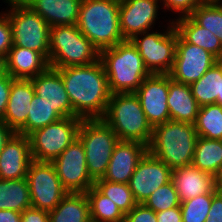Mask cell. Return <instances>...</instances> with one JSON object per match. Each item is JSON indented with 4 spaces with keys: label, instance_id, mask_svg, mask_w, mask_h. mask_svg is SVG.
Instances as JSON below:
<instances>
[{
    "label": "cell",
    "instance_id": "6",
    "mask_svg": "<svg viewBox=\"0 0 222 222\" xmlns=\"http://www.w3.org/2000/svg\"><path fill=\"white\" fill-rule=\"evenodd\" d=\"M100 51L77 25L54 26L49 30V67L63 68L95 63Z\"/></svg>",
    "mask_w": 222,
    "mask_h": 222
},
{
    "label": "cell",
    "instance_id": "43",
    "mask_svg": "<svg viewBox=\"0 0 222 222\" xmlns=\"http://www.w3.org/2000/svg\"><path fill=\"white\" fill-rule=\"evenodd\" d=\"M157 222H182L180 206L156 212Z\"/></svg>",
    "mask_w": 222,
    "mask_h": 222
},
{
    "label": "cell",
    "instance_id": "48",
    "mask_svg": "<svg viewBox=\"0 0 222 222\" xmlns=\"http://www.w3.org/2000/svg\"><path fill=\"white\" fill-rule=\"evenodd\" d=\"M219 0H201L202 3H217Z\"/></svg>",
    "mask_w": 222,
    "mask_h": 222
},
{
    "label": "cell",
    "instance_id": "4",
    "mask_svg": "<svg viewBox=\"0 0 222 222\" xmlns=\"http://www.w3.org/2000/svg\"><path fill=\"white\" fill-rule=\"evenodd\" d=\"M119 6L120 0H81L77 27L99 51L124 41Z\"/></svg>",
    "mask_w": 222,
    "mask_h": 222
},
{
    "label": "cell",
    "instance_id": "36",
    "mask_svg": "<svg viewBox=\"0 0 222 222\" xmlns=\"http://www.w3.org/2000/svg\"><path fill=\"white\" fill-rule=\"evenodd\" d=\"M154 212L168 210L181 205L172 181L156 189L143 203Z\"/></svg>",
    "mask_w": 222,
    "mask_h": 222
},
{
    "label": "cell",
    "instance_id": "13",
    "mask_svg": "<svg viewBox=\"0 0 222 222\" xmlns=\"http://www.w3.org/2000/svg\"><path fill=\"white\" fill-rule=\"evenodd\" d=\"M218 61L205 49L185 42L177 32L176 54L169 75L175 82L190 85Z\"/></svg>",
    "mask_w": 222,
    "mask_h": 222
},
{
    "label": "cell",
    "instance_id": "7",
    "mask_svg": "<svg viewBox=\"0 0 222 222\" xmlns=\"http://www.w3.org/2000/svg\"><path fill=\"white\" fill-rule=\"evenodd\" d=\"M78 138L83 143L91 179H102L108 169L118 136L102 119H82Z\"/></svg>",
    "mask_w": 222,
    "mask_h": 222
},
{
    "label": "cell",
    "instance_id": "2",
    "mask_svg": "<svg viewBox=\"0 0 222 222\" xmlns=\"http://www.w3.org/2000/svg\"><path fill=\"white\" fill-rule=\"evenodd\" d=\"M112 94L135 93L145 78L151 73L130 40H124L115 46L100 51Z\"/></svg>",
    "mask_w": 222,
    "mask_h": 222
},
{
    "label": "cell",
    "instance_id": "33",
    "mask_svg": "<svg viewBox=\"0 0 222 222\" xmlns=\"http://www.w3.org/2000/svg\"><path fill=\"white\" fill-rule=\"evenodd\" d=\"M94 186L111 199L124 214L130 212L138 203L135 201L129 184L113 183L102 179L96 180Z\"/></svg>",
    "mask_w": 222,
    "mask_h": 222
},
{
    "label": "cell",
    "instance_id": "16",
    "mask_svg": "<svg viewBox=\"0 0 222 222\" xmlns=\"http://www.w3.org/2000/svg\"><path fill=\"white\" fill-rule=\"evenodd\" d=\"M159 3V0H120L119 22L124 40L152 29L159 15Z\"/></svg>",
    "mask_w": 222,
    "mask_h": 222
},
{
    "label": "cell",
    "instance_id": "15",
    "mask_svg": "<svg viewBox=\"0 0 222 222\" xmlns=\"http://www.w3.org/2000/svg\"><path fill=\"white\" fill-rule=\"evenodd\" d=\"M172 170L149 153L141 158L129 181V187L137 203L144 201L159 187L171 181Z\"/></svg>",
    "mask_w": 222,
    "mask_h": 222
},
{
    "label": "cell",
    "instance_id": "19",
    "mask_svg": "<svg viewBox=\"0 0 222 222\" xmlns=\"http://www.w3.org/2000/svg\"><path fill=\"white\" fill-rule=\"evenodd\" d=\"M148 151L147 145L137 141H119L114 147L104 180L128 184L137 164Z\"/></svg>",
    "mask_w": 222,
    "mask_h": 222
},
{
    "label": "cell",
    "instance_id": "39",
    "mask_svg": "<svg viewBox=\"0 0 222 222\" xmlns=\"http://www.w3.org/2000/svg\"><path fill=\"white\" fill-rule=\"evenodd\" d=\"M124 222H157L156 212L138 203L130 212L125 214Z\"/></svg>",
    "mask_w": 222,
    "mask_h": 222
},
{
    "label": "cell",
    "instance_id": "34",
    "mask_svg": "<svg viewBox=\"0 0 222 222\" xmlns=\"http://www.w3.org/2000/svg\"><path fill=\"white\" fill-rule=\"evenodd\" d=\"M190 17L201 27L208 29L222 43V5L202 3L195 8Z\"/></svg>",
    "mask_w": 222,
    "mask_h": 222
},
{
    "label": "cell",
    "instance_id": "24",
    "mask_svg": "<svg viewBox=\"0 0 222 222\" xmlns=\"http://www.w3.org/2000/svg\"><path fill=\"white\" fill-rule=\"evenodd\" d=\"M167 105L170 120L195 124L200 106L190 86L173 81L170 75Z\"/></svg>",
    "mask_w": 222,
    "mask_h": 222
},
{
    "label": "cell",
    "instance_id": "47",
    "mask_svg": "<svg viewBox=\"0 0 222 222\" xmlns=\"http://www.w3.org/2000/svg\"><path fill=\"white\" fill-rule=\"evenodd\" d=\"M216 188L219 192L222 193V170L219 175L216 177Z\"/></svg>",
    "mask_w": 222,
    "mask_h": 222
},
{
    "label": "cell",
    "instance_id": "44",
    "mask_svg": "<svg viewBox=\"0 0 222 222\" xmlns=\"http://www.w3.org/2000/svg\"><path fill=\"white\" fill-rule=\"evenodd\" d=\"M21 218L20 212L10 209L0 210V222H21Z\"/></svg>",
    "mask_w": 222,
    "mask_h": 222
},
{
    "label": "cell",
    "instance_id": "30",
    "mask_svg": "<svg viewBox=\"0 0 222 222\" xmlns=\"http://www.w3.org/2000/svg\"><path fill=\"white\" fill-rule=\"evenodd\" d=\"M86 196L89 200L91 219L96 222H124L125 214L122 210L94 185L86 192Z\"/></svg>",
    "mask_w": 222,
    "mask_h": 222
},
{
    "label": "cell",
    "instance_id": "26",
    "mask_svg": "<svg viewBox=\"0 0 222 222\" xmlns=\"http://www.w3.org/2000/svg\"><path fill=\"white\" fill-rule=\"evenodd\" d=\"M49 213V222H86L91 219L86 193H67Z\"/></svg>",
    "mask_w": 222,
    "mask_h": 222
},
{
    "label": "cell",
    "instance_id": "32",
    "mask_svg": "<svg viewBox=\"0 0 222 222\" xmlns=\"http://www.w3.org/2000/svg\"><path fill=\"white\" fill-rule=\"evenodd\" d=\"M30 104L31 108L26 121V136L63 118L42 97L36 94Z\"/></svg>",
    "mask_w": 222,
    "mask_h": 222
},
{
    "label": "cell",
    "instance_id": "10",
    "mask_svg": "<svg viewBox=\"0 0 222 222\" xmlns=\"http://www.w3.org/2000/svg\"><path fill=\"white\" fill-rule=\"evenodd\" d=\"M169 22L170 25L165 32L164 30L162 33L146 31L130 40L139 51L145 67L151 74H169L173 68L177 30L173 21L170 20Z\"/></svg>",
    "mask_w": 222,
    "mask_h": 222
},
{
    "label": "cell",
    "instance_id": "35",
    "mask_svg": "<svg viewBox=\"0 0 222 222\" xmlns=\"http://www.w3.org/2000/svg\"><path fill=\"white\" fill-rule=\"evenodd\" d=\"M213 192L181 202L182 222H205L212 204Z\"/></svg>",
    "mask_w": 222,
    "mask_h": 222
},
{
    "label": "cell",
    "instance_id": "38",
    "mask_svg": "<svg viewBox=\"0 0 222 222\" xmlns=\"http://www.w3.org/2000/svg\"><path fill=\"white\" fill-rule=\"evenodd\" d=\"M12 47L13 42L10 20L4 12H0V55L7 57Z\"/></svg>",
    "mask_w": 222,
    "mask_h": 222
},
{
    "label": "cell",
    "instance_id": "18",
    "mask_svg": "<svg viewBox=\"0 0 222 222\" xmlns=\"http://www.w3.org/2000/svg\"><path fill=\"white\" fill-rule=\"evenodd\" d=\"M35 95L31 79L14 78L2 121L14 132L26 136V121Z\"/></svg>",
    "mask_w": 222,
    "mask_h": 222
},
{
    "label": "cell",
    "instance_id": "45",
    "mask_svg": "<svg viewBox=\"0 0 222 222\" xmlns=\"http://www.w3.org/2000/svg\"><path fill=\"white\" fill-rule=\"evenodd\" d=\"M14 132L0 120V153L2 152L5 143L10 139Z\"/></svg>",
    "mask_w": 222,
    "mask_h": 222
},
{
    "label": "cell",
    "instance_id": "52",
    "mask_svg": "<svg viewBox=\"0 0 222 222\" xmlns=\"http://www.w3.org/2000/svg\"><path fill=\"white\" fill-rule=\"evenodd\" d=\"M6 2H10V1H17V0H5Z\"/></svg>",
    "mask_w": 222,
    "mask_h": 222
},
{
    "label": "cell",
    "instance_id": "9",
    "mask_svg": "<svg viewBox=\"0 0 222 222\" xmlns=\"http://www.w3.org/2000/svg\"><path fill=\"white\" fill-rule=\"evenodd\" d=\"M80 117H67L31 133L29 137L34 161L52 162L78 138Z\"/></svg>",
    "mask_w": 222,
    "mask_h": 222
},
{
    "label": "cell",
    "instance_id": "31",
    "mask_svg": "<svg viewBox=\"0 0 222 222\" xmlns=\"http://www.w3.org/2000/svg\"><path fill=\"white\" fill-rule=\"evenodd\" d=\"M195 129L198 136L222 140V106L216 103L200 106Z\"/></svg>",
    "mask_w": 222,
    "mask_h": 222
},
{
    "label": "cell",
    "instance_id": "5",
    "mask_svg": "<svg viewBox=\"0 0 222 222\" xmlns=\"http://www.w3.org/2000/svg\"><path fill=\"white\" fill-rule=\"evenodd\" d=\"M101 119L112 128L119 141H137L149 145L153 128L135 93L112 94Z\"/></svg>",
    "mask_w": 222,
    "mask_h": 222
},
{
    "label": "cell",
    "instance_id": "20",
    "mask_svg": "<svg viewBox=\"0 0 222 222\" xmlns=\"http://www.w3.org/2000/svg\"><path fill=\"white\" fill-rule=\"evenodd\" d=\"M35 94L42 97L63 118L73 116V108L65 89L60 72L48 67L44 72L31 78Z\"/></svg>",
    "mask_w": 222,
    "mask_h": 222
},
{
    "label": "cell",
    "instance_id": "29",
    "mask_svg": "<svg viewBox=\"0 0 222 222\" xmlns=\"http://www.w3.org/2000/svg\"><path fill=\"white\" fill-rule=\"evenodd\" d=\"M32 207L26 178L15 180L0 179V210H14L22 213Z\"/></svg>",
    "mask_w": 222,
    "mask_h": 222
},
{
    "label": "cell",
    "instance_id": "50",
    "mask_svg": "<svg viewBox=\"0 0 222 222\" xmlns=\"http://www.w3.org/2000/svg\"><path fill=\"white\" fill-rule=\"evenodd\" d=\"M86 222H96L95 220H93V219H89L88 221H86Z\"/></svg>",
    "mask_w": 222,
    "mask_h": 222
},
{
    "label": "cell",
    "instance_id": "25",
    "mask_svg": "<svg viewBox=\"0 0 222 222\" xmlns=\"http://www.w3.org/2000/svg\"><path fill=\"white\" fill-rule=\"evenodd\" d=\"M173 25L178 35L187 43L199 46L222 60V43L208 29L198 25L190 16L177 18Z\"/></svg>",
    "mask_w": 222,
    "mask_h": 222
},
{
    "label": "cell",
    "instance_id": "51",
    "mask_svg": "<svg viewBox=\"0 0 222 222\" xmlns=\"http://www.w3.org/2000/svg\"><path fill=\"white\" fill-rule=\"evenodd\" d=\"M217 4H221V5H222V0H219V1L217 2Z\"/></svg>",
    "mask_w": 222,
    "mask_h": 222
},
{
    "label": "cell",
    "instance_id": "21",
    "mask_svg": "<svg viewBox=\"0 0 222 222\" xmlns=\"http://www.w3.org/2000/svg\"><path fill=\"white\" fill-rule=\"evenodd\" d=\"M171 181L177 190L180 202L214 192L217 189L216 178L192 164L173 169Z\"/></svg>",
    "mask_w": 222,
    "mask_h": 222
},
{
    "label": "cell",
    "instance_id": "27",
    "mask_svg": "<svg viewBox=\"0 0 222 222\" xmlns=\"http://www.w3.org/2000/svg\"><path fill=\"white\" fill-rule=\"evenodd\" d=\"M189 86L199 106L215 104L217 97H221L222 60L216 62L198 81Z\"/></svg>",
    "mask_w": 222,
    "mask_h": 222
},
{
    "label": "cell",
    "instance_id": "11",
    "mask_svg": "<svg viewBox=\"0 0 222 222\" xmlns=\"http://www.w3.org/2000/svg\"><path fill=\"white\" fill-rule=\"evenodd\" d=\"M33 208L52 211L68 193L51 162L32 161L26 175Z\"/></svg>",
    "mask_w": 222,
    "mask_h": 222
},
{
    "label": "cell",
    "instance_id": "8",
    "mask_svg": "<svg viewBox=\"0 0 222 222\" xmlns=\"http://www.w3.org/2000/svg\"><path fill=\"white\" fill-rule=\"evenodd\" d=\"M13 46L40 52L49 60V24L22 0L6 2Z\"/></svg>",
    "mask_w": 222,
    "mask_h": 222
},
{
    "label": "cell",
    "instance_id": "40",
    "mask_svg": "<svg viewBox=\"0 0 222 222\" xmlns=\"http://www.w3.org/2000/svg\"><path fill=\"white\" fill-rule=\"evenodd\" d=\"M13 79L8 73L0 76V120L4 118L7 109Z\"/></svg>",
    "mask_w": 222,
    "mask_h": 222
},
{
    "label": "cell",
    "instance_id": "23",
    "mask_svg": "<svg viewBox=\"0 0 222 222\" xmlns=\"http://www.w3.org/2000/svg\"><path fill=\"white\" fill-rule=\"evenodd\" d=\"M7 73L12 78L31 79L49 67L48 60L37 51L13 46L7 57Z\"/></svg>",
    "mask_w": 222,
    "mask_h": 222
},
{
    "label": "cell",
    "instance_id": "1",
    "mask_svg": "<svg viewBox=\"0 0 222 222\" xmlns=\"http://www.w3.org/2000/svg\"><path fill=\"white\" fill-rule=\"evenodd\" d=\"M56 69L60 72L65 85L73 108V117L101 119L112 93L100 59L89 65Z\"/></svg>",
    "mask_w": 222,
    "mask_h": 222
},
{
    "label": "cell",
    "instance_id": "41",
    "mask_svg": "<svg viewBox=\"0 0 222 222\" xmlns=\"http://www.w3.org/2000/svg\"><path fill=\"white\" fill-rule=\"evenodd\" d=\"M205 222H222V193L217 189L213 192L212 204Z\"/></svg>",
    "mask_w": 222,
    "mask_h": 222
},
{
    "label": "cell",
    "instance_id": "46",
    "mask_svg": "<svg viewBox=\"0 0 222 222\" xmlns=\"http://www.w3.org/2000/svg\"><path fill=\"white\" fill-rule=\"evenodd\" d=\"M7 74L6 56L0 55V76Z\"/></svg>",
    "mask_w": 222,
    "mask_h": 222
},
{
    "label": "cell",
    "instance_id": "49",
    "mask_svg": "<svg viewBox=\"0 0 222 222\" xmlns=\"http://www.w3.org/2000/svg\"><path fill=\"white\" fill-rule=\"evenodd\" d=\"M216 104L222 106V89H221V97H217V102H216Z\"/></svg>",
    "mask_w": 222,
    "mask_h": 222
},
{
    "label": "cell",
    "instance_id": "22",
    "mask_svg": "<svg viewBox=\"0 0 222 222\" xmlns=\"http://www.w3.org/2000/svg\"><path fill=\"white\" fill-rule=\"evenodd\" d=\"M51 27L77 25L81 0H22Z\"/></svg>",
    "mask_w": 222,
    "mask_h": 222
},
{
    "label": "cell",
    "instance_id": "17",
    "mask_svg": "<svg viewBox=\"0 0 222 222\" xmlns=\"http://www.w3.org/2000/svg\"><path fill=\"white\" fill-rule=\"evenodd\" d=\"M32 161L29 137L14 133L0 153V179L26 178Z\"/></svg>",
    "mask_w": 222,
    "mask_h": 222
},
{
    "label": "cell",
    "instance_id": "12",
    "mask_svg": "<svg viewBox=\"0 0 222 222\" xmlns=\"http://www.w3.org/2000/svg\"><path fill=\"white\" fill-rule=\"evenodd\" d=\"M68 193H86L93 185L88 169L83 143L74 140L57 158L51 162Z\"/></svg>",
    "mask_w": 222,
    "mask_h": 222
},
{
    "label": "cell",
    "instance_id": "42",
    "mask_svg": "<svg viewBox=\"0 0 222 222\" xmlns=\"http://www.w3.org/2000/svg\"><path fill=\"white\" fill-rule=\"evenodd\" d=\"M21 215V222H49V213L45 210L30 207L25 209Z\"/></svg>",
    "mask_w": 222,
    "mask_h": 222
},
{
    "label": "cell",
    "instance_id": "3",
    "mask_svg": "<svg viewBox=\"0 0 222 222\" xmlns=\"http://www.w3.org/2000/svg\"><path fill=\"white\" fill-rule=\"evenodd\" d=\"M195 124L166 121L153 128L148 152L171 170L192 164L198 139Z\"/></svg>",
    "mask_w": 222,
    "mask_h": 222
},
{
    "label": "cell",
    "instance_id": "37",
    "mask_svg": "<svg viewBox=\"0 0 222 222\" xmlns=\"http://www.w3.org/2000/svg\"><path fill=\"white\" fill-rule=\"evenodd\" d=\"M165 9L181 13L178 18L190 16L197 6L202 4L201 0H160Z\"/></svg>",
    "mask_w": 222,
    "mask_h": 222
},
{
    "label": "cell",
    "instance_id": "14",
    "mask_svg": "<svg viewBox=\"0 0 222 222\" xmlns=\"http://www.w3.org/2000/svg\"><path fill=\"white\" fill-rule=\"evenodd\" d=\"M168 92L169 74L149 75L135 92L152 128L170 120Z\"/></svg>",
    "mask_w": 222,
    "mask_h": 222
},
{
    "label": "cell",
    "instance_id": "28",
    "mask_svg": "<svg viewBox=\"0 0 222 222\" xmlns=\"http://www.w3.org/2000/svg\"><path fill=\"white\" fill-rule=\"evenodd\" d=\"M192 165L216 178L222 170V140L199 136Z\"/></svg>",
    "mask_w": 222,
    "mask_h": 222
}]
</instances>
